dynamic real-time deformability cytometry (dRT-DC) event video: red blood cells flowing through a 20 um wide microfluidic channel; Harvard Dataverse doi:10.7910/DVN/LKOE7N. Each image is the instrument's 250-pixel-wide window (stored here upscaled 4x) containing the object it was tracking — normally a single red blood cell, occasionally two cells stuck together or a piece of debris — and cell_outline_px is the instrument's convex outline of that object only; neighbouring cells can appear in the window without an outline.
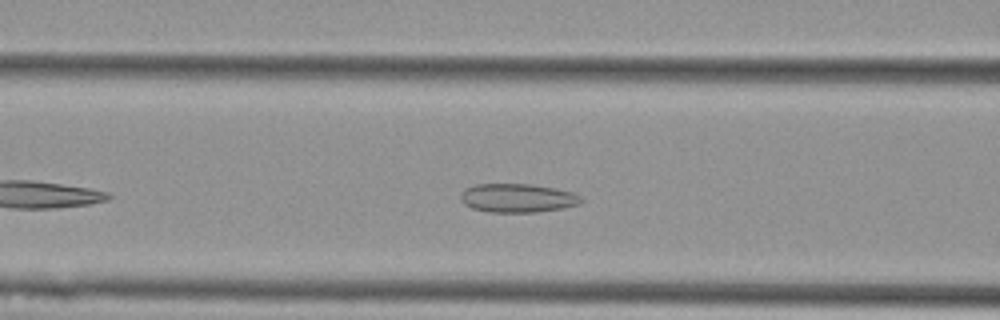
{"species": "Egyptian fruit bat (a non-hibernating species)", "species_latin": "Rousettus aegyptiacus", "temperature_condition": "cold", "stored_images_in_passage": 34, "camera_frame_rate_fps": 3000, "um_per_image_px": 0.085, "animal": {"sex": "female"}, "frame": {"image": 1, "passage_image": 10, "time_ms": 3.0, "image_size_px": [1000, 320], "cell_outline_px": [[584, 200], [580, 204], [564, 208], [536, 212], [488, 212], [472, 208], [464, 204], [460, 200], [460, 192], [464, 188], [476, 184], [532, 184], [556, 188], [572, 192], [580, 196]], "centroid_in_image_um": [43.98, 16.83], "position_along_channel_um": 122.6, "area_um2": 20.46}}
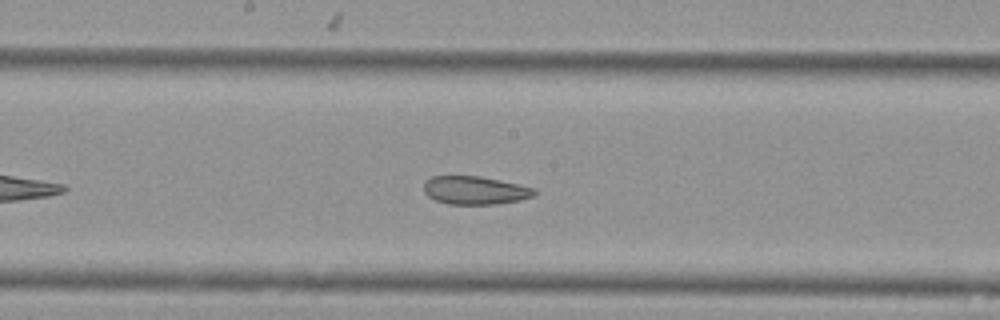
{"frame": {"image": 2, "passage_image": 17, "time_ms": 5.333, "image_size_px": [1000, 320], "cell_outline_px": [[536, 196], [520, 200], [496, 204], [448, 204], [436, 200], [428, 196], [424, 192], [424, 180], [432, 176], [480, 176], [500, 180], [536, 188]], "centroid_in_image_um": [40.39, 16.17], "position_along_channel_um": 207.8, "area_um2": 18.32}}
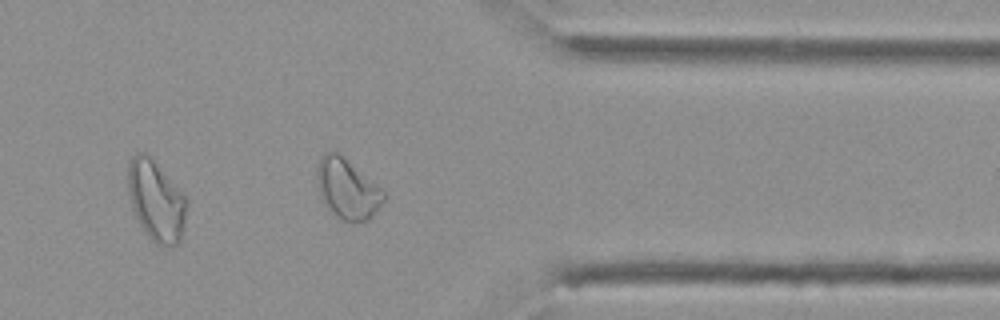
{"frame": {"image": 3, "passage_image": 32, "time_ms": 10.333, "image_size_px": [1000, 320], "cell_outline_px": [[388, 196], [376, 212], [368, 220], [344, 220], [336, 216], [324, 204], [320, 196], [316, 176], [316, 164], [320, 156], [324, 152], [336, 152], [384, 188]], "centroid_in_image_um": [29.54, 16.03], "position_along_channel_um": 381.9, "area_um2": 23.52}, "authors_computed_cell_mechanics": {"area_um2": 19.5364, "velocity_mm_per_s": 3.6662, "shape_relaxation_time_tau1_ms": null, "shape_relaxation_time_tau2_ms": 2.7676, "deformation_change_tau1": null, "deformation_change_tau2": 0.0933}}